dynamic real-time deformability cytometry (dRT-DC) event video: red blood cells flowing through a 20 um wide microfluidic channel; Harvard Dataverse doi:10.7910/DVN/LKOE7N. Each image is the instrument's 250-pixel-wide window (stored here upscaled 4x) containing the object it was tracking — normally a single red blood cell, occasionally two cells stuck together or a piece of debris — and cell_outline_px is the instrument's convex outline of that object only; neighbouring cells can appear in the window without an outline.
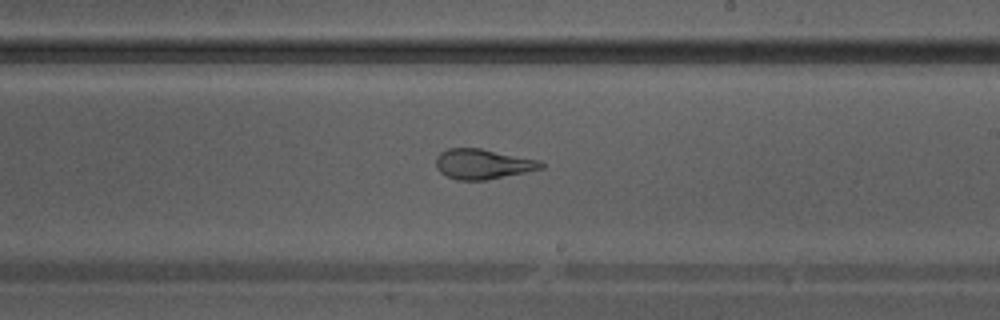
{"species": "Egyptian fruit bat (a non-hibernating species)", "species_latin": "Rousettus aegyptiacus", "temperature_condition": "warm", "stored_images_in_passage": 39, "camera_frame_rate_fps": 3000, "um_per_image_px": 0.085, "animal": {"sex": "male"}, "frame": {"image": 1, "passage_image": 23, "time_ms": 7.333, "image_size_px": [1000, 320], "cell_outline_px": [[544, 168], [484, 180], [456, 180], [440, 172], [436, 168], [436, 156], [440, 152], [448, 148], [480, 148], [540, 160], [544, 164]], "centroid_in_image_um": [41.01, 13.93], "position_along_channel_um": 248.0, "area_um2": 18.32}}